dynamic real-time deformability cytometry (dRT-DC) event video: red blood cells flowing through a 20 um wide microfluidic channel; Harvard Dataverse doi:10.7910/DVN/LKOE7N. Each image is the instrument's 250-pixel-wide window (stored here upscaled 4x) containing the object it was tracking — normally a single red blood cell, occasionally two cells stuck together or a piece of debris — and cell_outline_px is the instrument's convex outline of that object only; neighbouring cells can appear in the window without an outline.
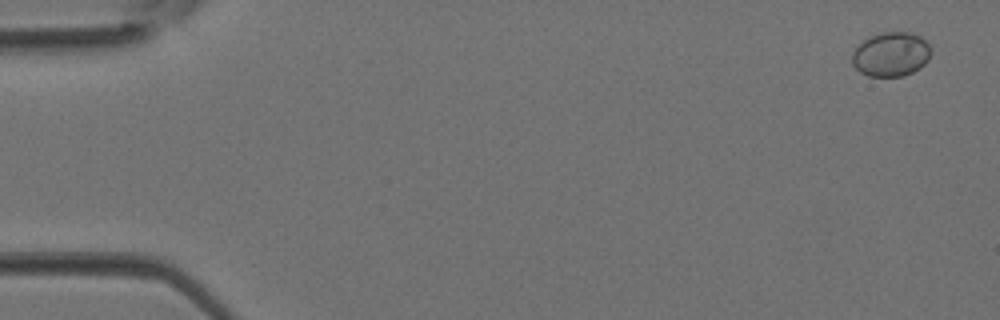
{"species": "Egyptian fruit bat (a non-hibernating species)", "species_latin": "Rousettus aegyptiacus", "temperature_condition": "room temperature", "stored_images_in_passage": 4, "camera_frame_rate_fps": 3000, "um_per_image_px": 0.085, "animal": {"sex": "female"}, "frame": {"image": 1, "passage_image": 1, "time_ms": 0.0, "image_size_px": [1000, 320], "cell_outline_px": [[928, 60], [920, 68], [904, 76], [868, 76], [860, 72], [852, 64], [852, 52], [864, 40], [880, 32], [912, 32], [920, 36], [928, 44]], "centroid_in_image_um": [75.71, 4.62], "position_along_channel_um": 9.3, "area_um2": 20.17}}
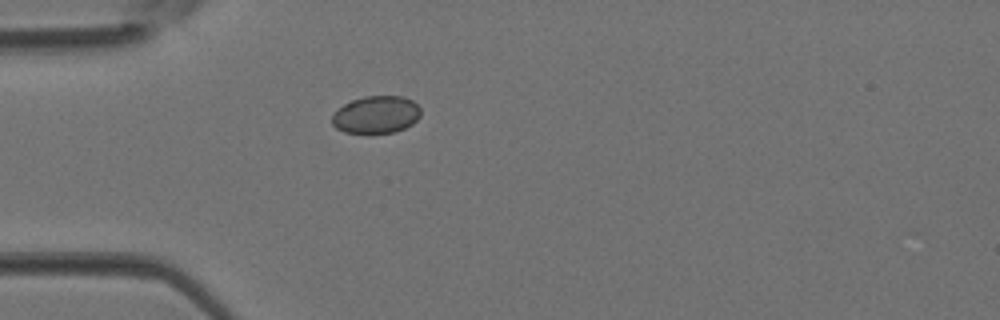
{"frame": {"image": 2, "passage_image": 4, "time_ms": 1.0, "image_size_px": [1000, 320], "cell_outline_px": [[420, 116], [412, 124], [396, 132], [344, 132], [336, 128], [332, 124], [332, 116], [344, 104], [352, 100], [364, 96], [404, 96], [412, 100], [420, 108]], "centroid_in_image_um": [31.99, 9.73], "position_along_channel_um": 53.0, "area_um2": 19.13}}